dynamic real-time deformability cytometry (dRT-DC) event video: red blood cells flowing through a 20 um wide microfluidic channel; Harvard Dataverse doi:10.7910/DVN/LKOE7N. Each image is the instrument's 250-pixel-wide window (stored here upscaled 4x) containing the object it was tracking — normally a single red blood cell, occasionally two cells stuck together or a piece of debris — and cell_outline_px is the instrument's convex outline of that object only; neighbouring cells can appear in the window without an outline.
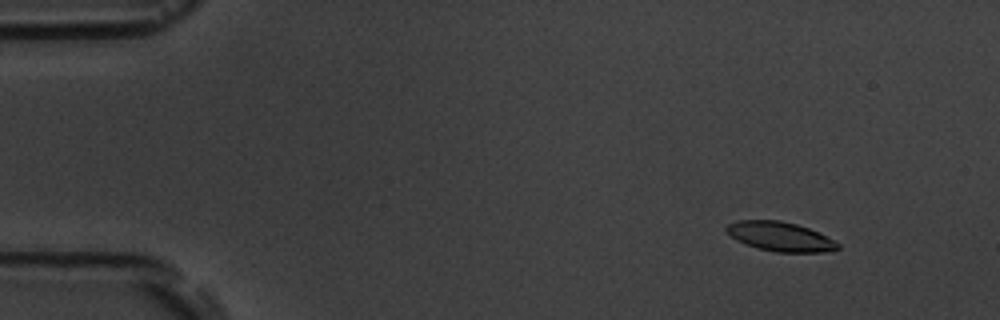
{"species": "common noctule bat (a hibernating species)", "species_latin": "Nyctalus noctula", "temperature_condition": "room temperature", "stored_images_in_passage": 15, "camera_frame_rate_fps": 3000, "um_per_image_px": 0.085, "animal": {"sex": "male", "body_mass_g": 19.5, "forearm_length_mm": 54.6}, "frame": {"image": 1, "passage_image": 2, "time_ms": 1.333, "image_size_px": [1000, 320], "cell_outline_px": [[840, 248], [824, 252], [776, 252], [756, 248], [736, 240], [724, 228], [728, 224], [740, 220], [780, 220], [796, 224], [808, 228], [840, 244]], "centroid_in_image_um": [66.29, 20.11], "position_along_channel_um": 18.7, "area_um2": 18.79}}
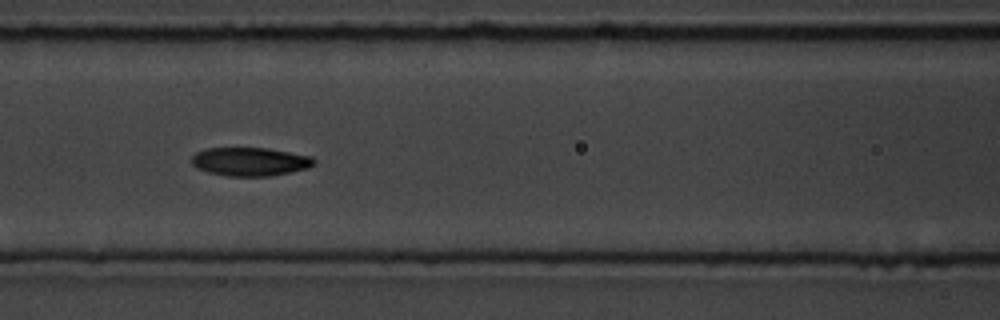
{"frame": {"image": 2, "passage_image": 7, "time_ms": 7.667, "image_size_px": [1000, 320], "cell_outline_px": [[316, 164], [308, 168], [272, 176], [228, 176], [208, 172], [196, 168], [192, 164], [192, 156], [196, 152], [208, 148], [268, 148], [312, 156], [316, 160]], "centroid_in_image_um": [21.28, 13.74], "position_along_channel_um": 145.3, "area_um2": 20.46}}
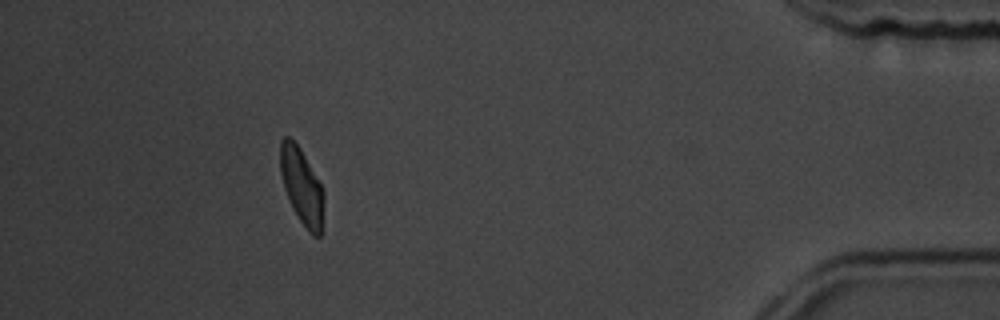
{"frame": {"image": 3, "passage_image": 14, "time_ms": 16.667, "image_size_px": [1000, 320], "cell_outline_px": [[324, 200], [320, 236], [312, 236], [308, 232], [292, 208], [284, 188], [280, 172], [280, 140], [284, 136], [288, 136], [300, 148], [320, 184], [324, 192]], "centroid_in_image_um": [25.63, 15.84], "position_along_channel_um": 409.6, "area_um2": 19.13}, "authors_computed_cell_mechanics": {"area_um2": 19.9988, "velocity_mm_per_s": 3.5667, "shape_relaxation_time_tau1_ms": 5.3831, "shape_relaxation_time_tau2_ms": 4.1709, "deformation_change_tau1": 0.1526, "deformation_change_tau2": 0.0853}}